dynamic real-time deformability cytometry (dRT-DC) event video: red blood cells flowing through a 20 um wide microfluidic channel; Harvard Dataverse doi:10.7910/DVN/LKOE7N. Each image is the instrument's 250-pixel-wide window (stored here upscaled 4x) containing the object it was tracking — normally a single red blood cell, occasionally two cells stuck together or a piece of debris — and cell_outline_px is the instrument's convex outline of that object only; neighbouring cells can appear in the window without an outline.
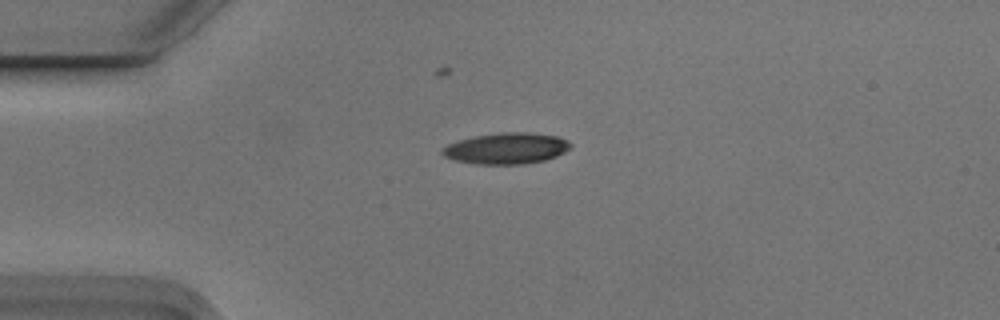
{"species": "Egyptian fruit bat (a non-hibernating species)", "species_latin": "Rousettus aegyptiacus", "temperature_condition": "cold", "stored_images_in_passage": 1, "camera_frame_rate_fps": 3000, "um_per_image_px": 0.085, "animal": {"sex": "male"}, "frame": {"image": 1, "passage_image": 1, "time_ms": 0.0, "image_size_px": [1000, 320], "cell_outline_px": [[572, 148], [556, 156], [544, 160], [524, 164], [476, 164], [456, 160], [444, 156], [440, 152], [440, 148], [448, 144], [460, 140], [476, 136], [504, 132], [528, 132], [556, 136], [568, 140], [572, 144]], "centroid_in_image_um": [43.06, 12.61], "position_along_channel_um": 41.9, "area_um2": 23.24}}